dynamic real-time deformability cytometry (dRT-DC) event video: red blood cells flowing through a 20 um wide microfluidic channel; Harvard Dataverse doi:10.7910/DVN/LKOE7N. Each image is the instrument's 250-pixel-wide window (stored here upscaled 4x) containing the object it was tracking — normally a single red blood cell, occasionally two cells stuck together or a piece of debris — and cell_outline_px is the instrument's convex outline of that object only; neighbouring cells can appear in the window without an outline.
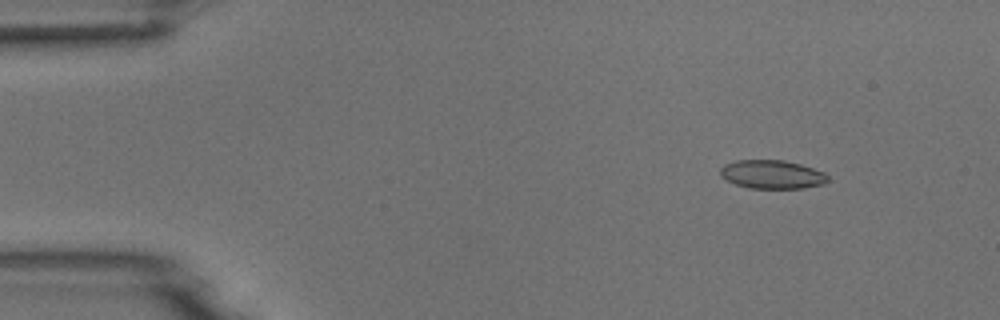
{"species": "common noctule bat (a hibernating species)", "species_latin": "Nyctalus noctula", "temperature_condition": "room temperature", "stored_images_in_passage": 5, "camera_frame_rate_fps": 3000, "um_per_image_px": 0.085, "animal": {"sex": "male", "body_mass_g": 18.8}, "frame": {"image": 1, "passage_image": 2, "time_ms": 1.0, "image_size_px": [1000, 320], "cell_outline_px": [[828, 180], [824, 184], [804, 188], [748, 188], [736, 184], [720, 176], [720, 168], [724, 164], [736, 160], [784, 160], [800, 164], [824, 172], [828, 176]], "centroid_in_image_um": [65.62, 14.82], "position_along_channel_um": 19.4, "area_um2": 17.92}}
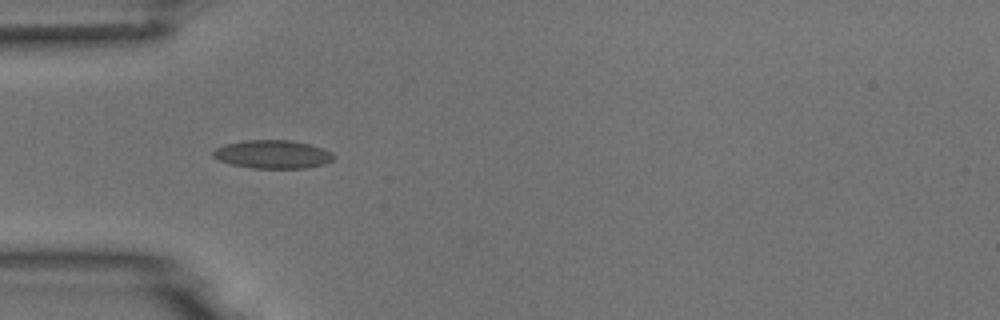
{"frame": {"image": 2, "passage_image": 5, "time_ms": 4.333, "image_size_px": [1000, 320], "cell_outline_px": [[336, 156], [332, 160], [324, 164], [304, 168], [252, 168], [232, 164], [220, 160], [212, 156], [212, 152], [216, 148], [224, 144], [244, 140], [292, 140], [308, 144], [332, 152]], "centroid_in_image_um": [23.17, 13.11], "position_along_channel_um": 61.8, "area_um2": 19.83}}